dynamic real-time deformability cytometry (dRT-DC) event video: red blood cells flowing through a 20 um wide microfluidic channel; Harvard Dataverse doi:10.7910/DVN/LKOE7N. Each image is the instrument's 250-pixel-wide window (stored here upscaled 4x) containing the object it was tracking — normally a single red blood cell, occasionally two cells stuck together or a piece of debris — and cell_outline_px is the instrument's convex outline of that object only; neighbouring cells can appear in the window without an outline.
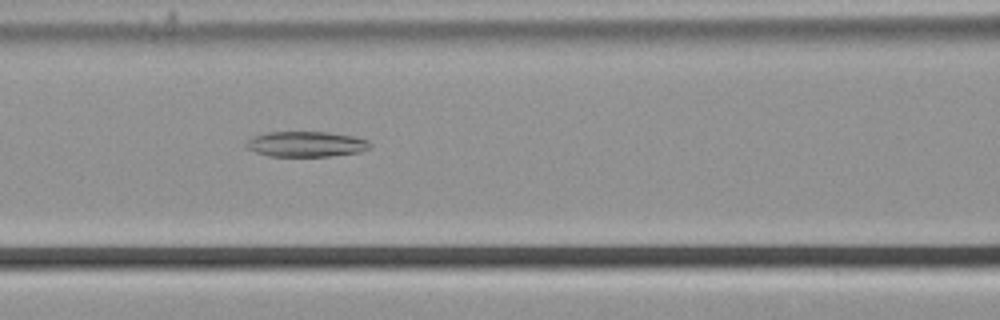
{"species": "common noctule bat (a hibernating species)", "species_latin": "Nyctalus noctula", "temperature_condition": "cold", "stored_images_in_passage": 55, "camera_frame_rate_fps": 3000, "um_per_image_px": 0.085, "animal": {"sex": "male", "body_mass_g": 21.5, "forearm_length_mm": 52.0}, "frame": {"image": 1, "passage_image": 24, "time_ms": 7.667, "image_size_px": [1000, 320], "cell_outline_px": [[372, 144], [368, 148], [360, 152], [328, 156], [268, 156], [244, 148], [244, 140], [252, 136], [264, 132], [328, 132], [352, 136], [368, 140]], "centroid_in_image_um": [25.93, 12.24], "position_along_channel_um": 140.7, "area_um2": 18.55}}
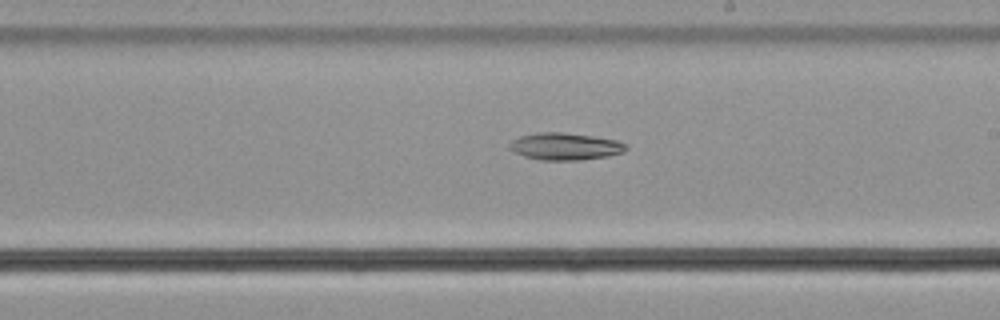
{"frame": {"image": 2, "passage_image": 32, "time_ms": 10.333, "image_size_px": [1000, 320], "cell_outline_px": [[628, 148], [624, 152], [608, 156], [580, 160], [540, 160], [524, 156], [512, 152], [508, 148], [508, 144], [512, 140], [520, 136], [536, 132], [564, 132], [592, 136], [616, 140], [624, 144]], "centroid_in_image_um": [47.98, 12.44], "position_along_channel_um": 241.0, "area_um2": 18.55}}
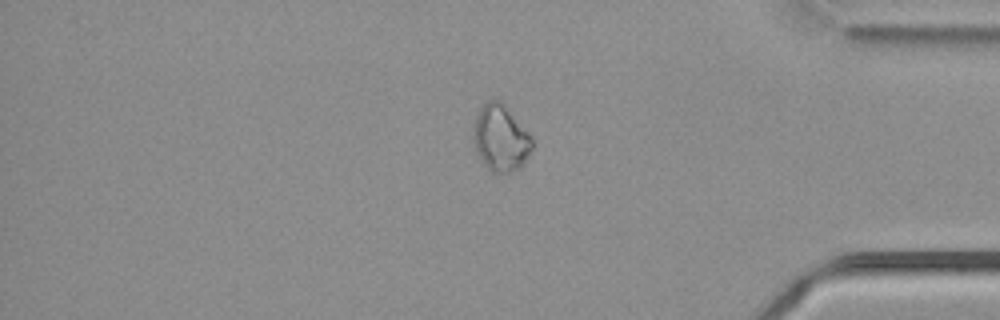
{"frame": {"image": 3, "passage_image": 46, "time_ms": 15.0, "image_size_px": [1000, 320], "cell_outline_px": [[532, 148], [524, 164], [520, 168], [508, 172], [492, 172], [484, 164], [476, 152], [472, 136], [476, 116], [480, 108], [488, 100], [500, 100], [504, 104], [532, 136]], "centroid_in_image_um": [42.55, 11.74], "position_along_channel_um": 392.6, "area_um2": 22.66}}